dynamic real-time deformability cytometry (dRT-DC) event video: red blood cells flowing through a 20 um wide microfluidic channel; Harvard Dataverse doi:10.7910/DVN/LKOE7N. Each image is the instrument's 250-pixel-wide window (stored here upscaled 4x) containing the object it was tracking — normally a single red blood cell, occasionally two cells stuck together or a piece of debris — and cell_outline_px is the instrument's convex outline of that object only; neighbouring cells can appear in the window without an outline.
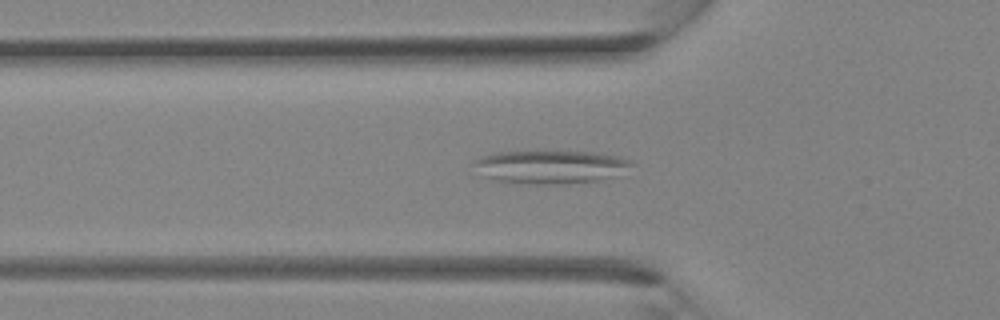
{"species": "Egyptian fruit bat (a non-hibernating species)", "species_latin": "Rousettus aegyptiacus", "temperature_condition": "room temperature", "stored_images_in_passage": 37, "camera_frame_rate_fps": 3000, "um_per_image_px": 0.085, "animal": {"sex": "female"}, "frame": {"image": 1, "passage_image": 12, "time_ms": 3.667, "image_size_px": [1000, 320], "cell_outline_px": [[636, 164], [612, 176], [596, 180], [560, 184], [512, 184], [496, 180], [484, 176], [472, 164], [480, 156], [492, 152], [544, 148], [596, 152], [620, 156], [632, 160]], "centroid_in_image_um": [46.74, 14.12], "position_along_channel_um": 79.1, "area_um2": 32.02}}
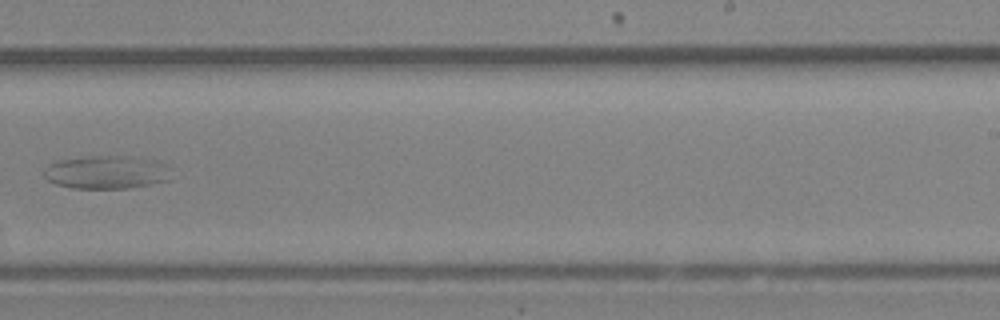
{"frame": {"image": 2, "passage_image": 23, "time_ms": 7.333, "image_size_px": [1000, 320], "cell_outline_px": [[172, 168], [168, 180], [152, 184], [128, 188], [72, 188], [56, 184], [48, 180], [44, 176], [44, 168], [48, 164], [60, 160], [88, 156], [128, 156], [156, 160]], "centroid_in_image_um": [9.07, 14.63], "position_along_channel_um": 279.9, "area_um2": 24.74}}
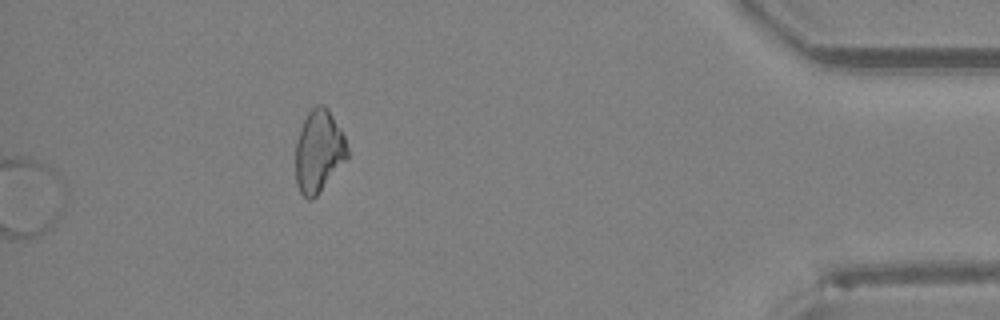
{"frame": {"image": 3, "passage_image": 37, "time_ms": 12.0, "image_size_px": [1000, 320], "cell_outline_px": [[348, 156], [316, 196], [312, 200], [308, 200], [300, 192], [296, 184], [296, 140], [300, 128], [308, 112], [316, 104], [324, 104], [328, 108], [340, 128], [344, 136], [348, 148]], "centroid_in_image_um": [27.08, 12.83], "position_along_channel_um": 408.1, "area_um2": 24.68}}